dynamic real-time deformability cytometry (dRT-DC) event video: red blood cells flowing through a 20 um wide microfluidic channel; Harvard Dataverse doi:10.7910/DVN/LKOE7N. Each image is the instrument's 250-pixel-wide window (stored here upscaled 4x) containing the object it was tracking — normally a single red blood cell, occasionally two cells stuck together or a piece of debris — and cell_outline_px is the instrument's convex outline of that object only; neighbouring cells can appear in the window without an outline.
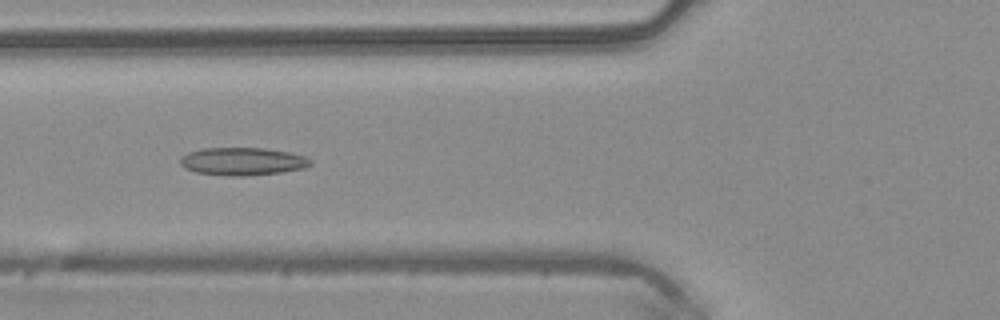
{"species": "common noctule bat (a hibernating species)", "species_latin": "Nyctalus noctula", "temperature_condition": "warm", "stored_images_in_passage": 49, "camera_frame_rate_fps": 3000, "um_per_image_px": 0.085, "animal": {"sex": "male", "body_mass_g": 20.4}, "frame": {"image": 1, "passage_image": 18, "time_ms": 5.667, "image_size_px": [1000, 320], "cell_outline_px": [[312, 164], [304, 168], [280, 172], [240, 176], [232, 176], [196, 172], [184, 168], [180, 164], [180, 156], [188, 152], [204, 148], [264, 148], [288, 152], [304, 156], [312, 160]], "centroid_in_image_um": [20.59, 13.71], "position_along_channel_um": 105.2, "area_um2": 20.98}}
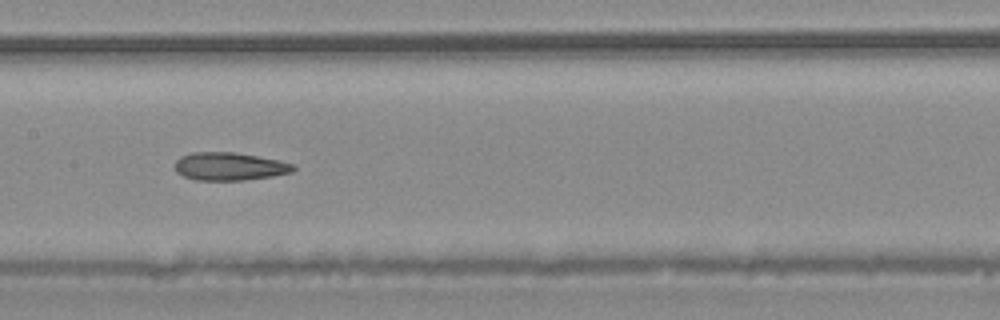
{"frame": {"image": 2, "passage_image": 24, "time_ms": 7.667, "image_size_px": [1000, 320], "cell_outline_px": [[296, 168], [292, 172], [272, 176], [244, 180], [192, 180], [176, 172], [176, 160], [180, 156], [192, 152], [236, 152], [280, 160], [296, 164]], "centroid_in_image_um": [19.53, 14.14], "position_along_channel_um": 187.9, "area_um2": 19.48}}
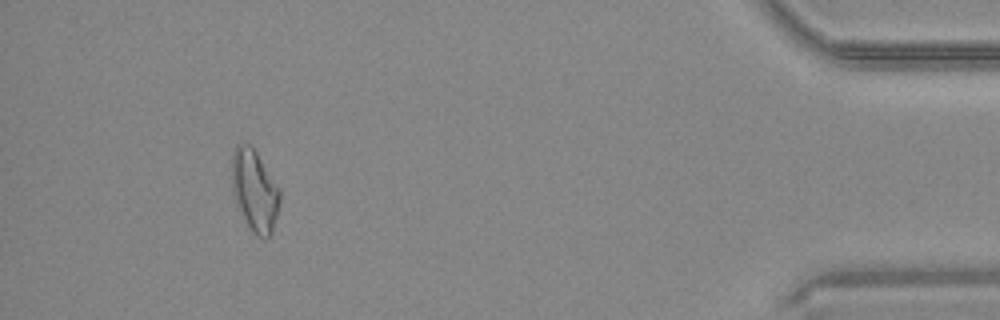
{"frame": {"image": 3, "passage_image": 45, "time_ms": 14.667, "image_size_px": [1000, 320], "cell_outline_px": [[280, 200], [272, 232], [264, 240], [256, 236], [252, 232], [232, 196], [232, 152], [236, 144], [252, 144], [280, 188]], "centroid_in_image_um": [21.64, 16.17], "position_along_channel_um": 413.6, "area_um2": 23.06}, "authors_computed_cell_mechanics": {"area_um2": 20.9814, "velocity_mm_per_s": 4.1136, "shape_relaxation_time_tau1_ms": null, "shape_relaxation_time_tau2_ms": 5.5709, "deformation_change_tau1": null, "deformation_change_tau2": 0.1686}}